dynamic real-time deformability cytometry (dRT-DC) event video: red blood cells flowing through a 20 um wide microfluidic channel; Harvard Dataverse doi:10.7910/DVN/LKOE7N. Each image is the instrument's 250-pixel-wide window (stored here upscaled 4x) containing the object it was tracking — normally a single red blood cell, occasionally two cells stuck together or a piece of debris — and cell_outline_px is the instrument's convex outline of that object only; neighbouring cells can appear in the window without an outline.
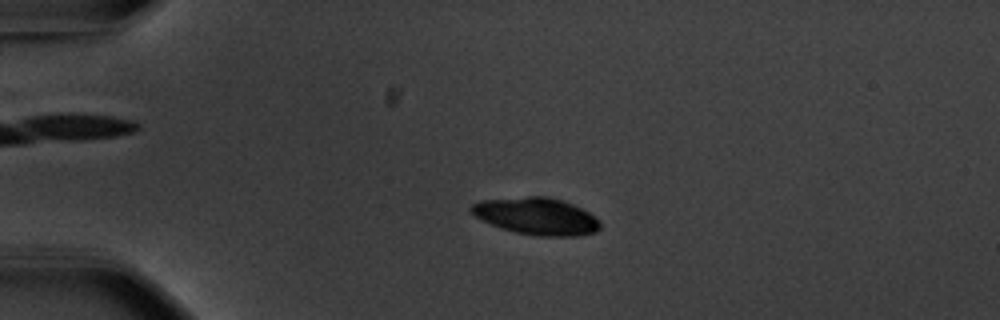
{"species": "common noctule bat (a hibernating species)", "species_latin": "Nyctalus noctula", "temperature_condition": "warm", "stored_images_in_passage": 56, "camera_frame_rate_fps": 3000, "um_per_image_px": 0.085, "animal": {"sex": "male", "body_mass_g": 20.1, "forearm_length_mm": 53.5}, "frame": {"image": 1, "passage_image": 14, "time_ms": 4.333, "image_size_px": [1000, 320], "cell_outline_px": [[600, 228], [596, 232], [580, 236], [536, 236], [516, 232], [500, 228], [472, 216], [468, 212], [468, 208], [472, 204], [480, 200], [528, 196], [548, 196], [564, 200], [588, 212], [600, 220]], "centroid_in_image_um": [45.56, 18.37], "position_along_channel_um": 39.4, "area_um2": 28.26}}
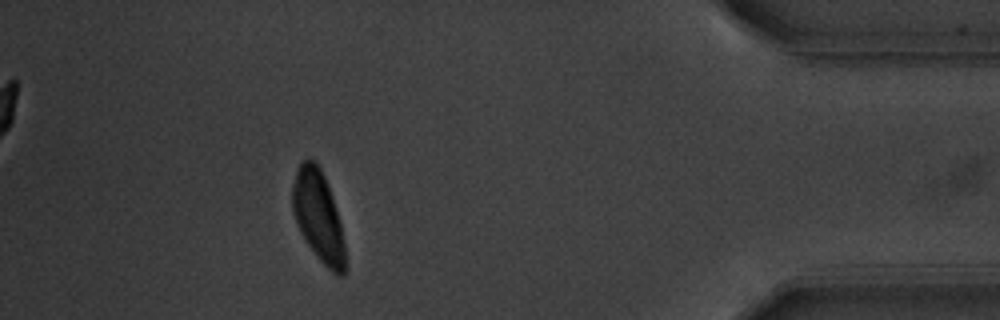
{"frame": {"image": 2, "passage_image": 51, "time_ms": 16.667, "image_size_px": [1000, 320], "cell_outline_px": [[344, 276], [336, 276], [320, 260], [304, 240], [296, 224], [292, 208], [292, 184], [296, 168], [304, 160], [316, 160], [324, 176], [340, 224], [344, 244]], "centroid_in_image_um": [27.01, 18.37], "position_along_channel_um": 408.2, "area_um2": 27.46}, "authors_computed_cell_mechanics": {"area_um2": 27.5128, "velocity_mm_per_s": 3.6764, "shape_relaxation_time_tau1_ms": 5.6686, "shape_relaxation_time_tau2_ms": null, "deformation_change_tau1": 0.2669, "deformation_change_tau2": null}}